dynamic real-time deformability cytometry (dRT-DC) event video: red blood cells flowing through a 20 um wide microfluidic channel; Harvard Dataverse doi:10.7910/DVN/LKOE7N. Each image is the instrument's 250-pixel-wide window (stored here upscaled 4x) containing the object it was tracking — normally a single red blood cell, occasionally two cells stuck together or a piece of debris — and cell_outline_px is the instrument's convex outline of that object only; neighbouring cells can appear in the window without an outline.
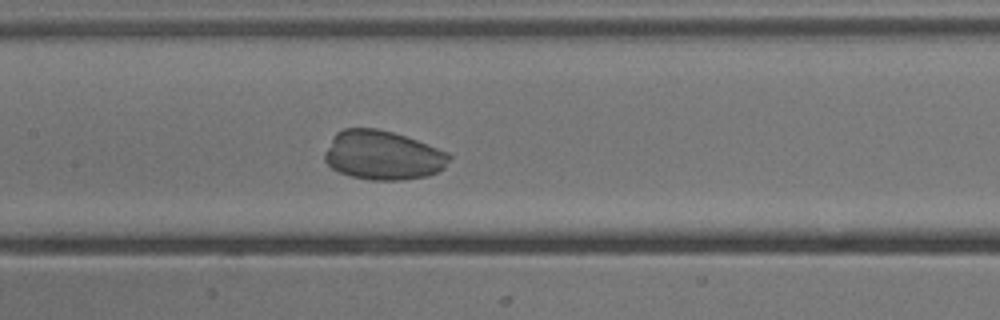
{"species": "common noctule bat (a hibernating species)", "species_latin": "Nyctalus noctula", "temperature_condition": "cold", "stored_images_in_passage": 53, "camera_frame_rate_fps": 3000, "um_per_image_px": 0.085, "animal": {"sex": "male", "body_mass_g": 13.3}, "frame": {"image": 1, "passage_image": 25, "time_ms": 8.0, "image_size_px": [1000, 320], "cell_outline_px": [[452, 156], [444, 168], [428, 176], [400, 180], [372, 180], [352, 176], [340, 172], [332, 168], [324, 160], [324, 152], [332, 136], [336, 132], [344, 128], [376, 128], [392, 132], [416, 140], [448, 152]], "centroid_in_image_um": [32.52, 13.19], "position_along_channel_um": 174.9, "area_um2": 35.66}}
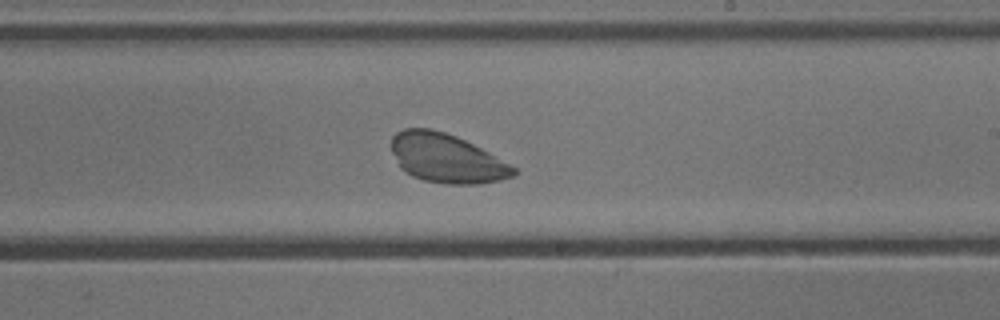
{"frame": {"image": 2, "passage_image": 31, "time_ms": 10.0, "image_size_px": [1000, 320], "cell_outline_px": [[520, 172], [516, 176], [500, 180], [480, 184], [448, 184], [424, 180], [412, 176], [400, 168], [392, 152], [392, 136], [396, 132], [404, 128], [432, 128], [456, 136], [488, 152], [516, 168]], "centroid_in_image_um": [37.96, 13.46], "position_along_channel_um": 251.0, "area_um2": 34.85}}
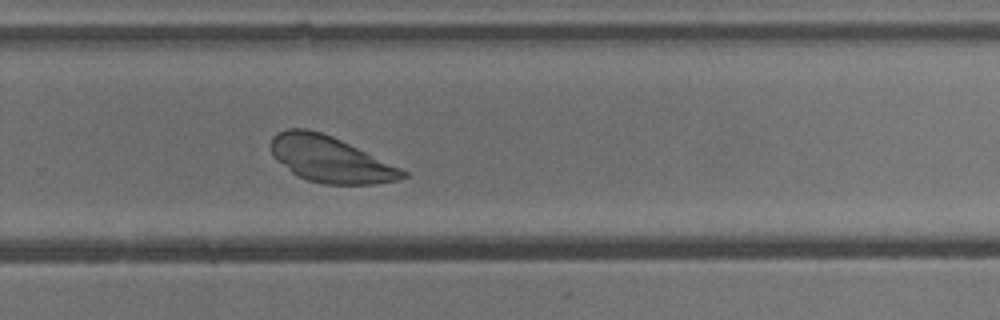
{"frame": {"image": 3, "passage_image": 35, "time_ms": 11.333, "image_size_px": [1000, 320], "cell_outline_px": [[408, 176], [400, 180], [372, 184], [324, 184], [308, 180], [296, 176], [276, 160], [272, 156], [268, 144], [272, 136], [276, 132], [288, 128], [304, 128], [320, 132], [332, 136], [400, 168], [408, 172]], "centroid_in_image_um": [28.0, 13.54], "position_along_channel_um": 301.8, "area_um2": 35.43}}